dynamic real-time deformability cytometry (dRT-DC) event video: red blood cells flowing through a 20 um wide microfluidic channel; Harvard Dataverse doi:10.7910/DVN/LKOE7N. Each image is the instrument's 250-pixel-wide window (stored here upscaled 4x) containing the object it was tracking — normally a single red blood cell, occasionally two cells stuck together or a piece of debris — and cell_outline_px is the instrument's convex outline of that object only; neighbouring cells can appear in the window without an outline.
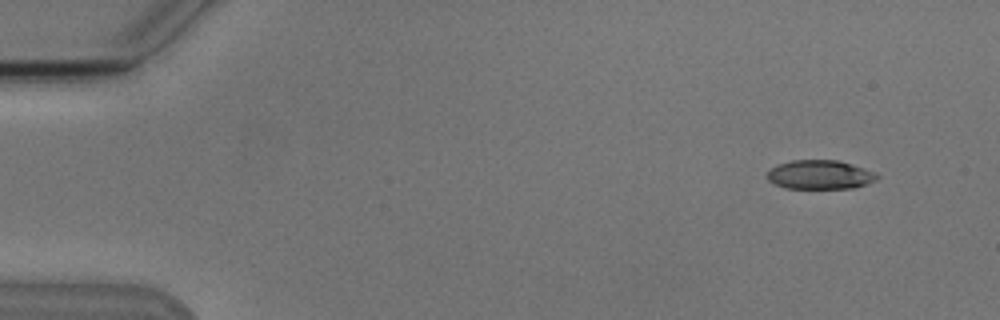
{"species": "Egyptian fruit bat (a non-hibernating species)", "species_latin": "Rousettus aegyptiacus", "temperature_condition": "cold", "stored_images_in_passage": 5, "camera_frame_rate_fps": 3000, "um_per_image_px": 0.085, "animal": {"sex": "male"}, "frame": {"image": 1, "passage_image": 2, "time_ms": 1.0, "image_size_px": [1000, 320], "cell_outline_px": [[880, 176], [876, 180], [852, 188], [784, 188], [768, 180], [768, 172], [776, 164], [792, 160], [836, 160], [864, 168], [876, 172]], "centroid_in_image_um": [69.69, 14.84], "position_along_channel_um": 15.3, "area_um2": 18.44}}
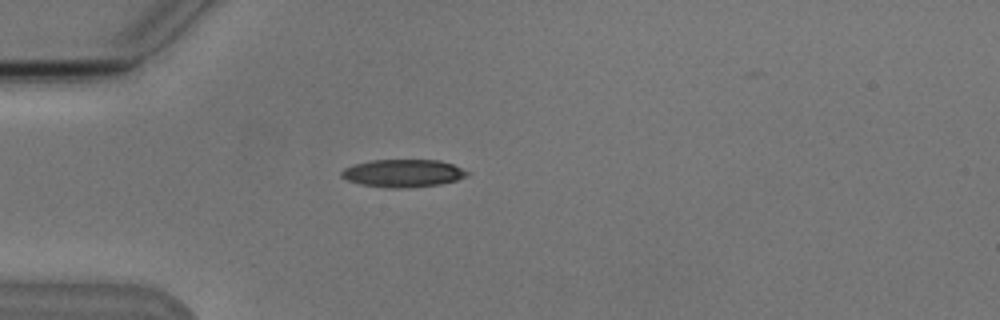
{"frame": {"image": 2, "passage_image": 5, "time_ms": 4.667, "image_size_px": [1000, 320], "cell_outline_px": [[472, 172], [468, 176], [456, 180], [440, 184], [408, 188], [384, 188], [360, 184], [348, 180], [340, 176], [340, 172], [344, 168], [352, 164], [372, 160], [440, 160], [452, 164]], "centroid_in_image_um": [34.26, 14.72], "position_along_channel_um": 50.7, "area_um2": 20.58}}